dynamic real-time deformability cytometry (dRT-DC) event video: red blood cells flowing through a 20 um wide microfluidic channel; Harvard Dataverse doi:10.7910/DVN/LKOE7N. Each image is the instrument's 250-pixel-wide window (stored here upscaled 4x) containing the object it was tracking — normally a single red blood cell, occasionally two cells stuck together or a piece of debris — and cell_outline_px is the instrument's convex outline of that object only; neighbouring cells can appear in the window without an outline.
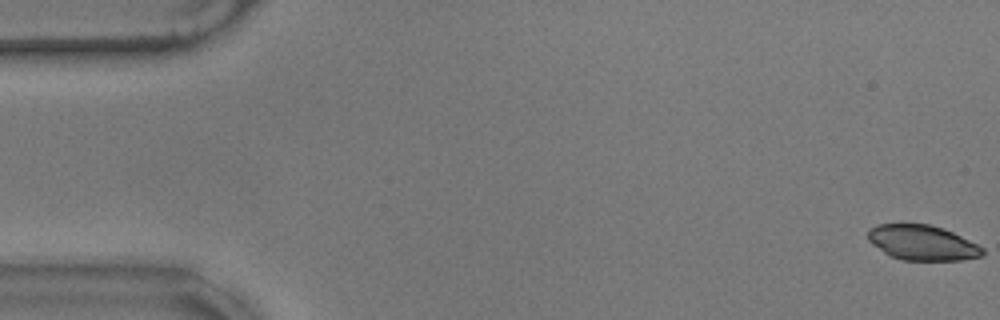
{"species": "common noctule bat (a hibernating species)", "species_latin": "Nyctalus noctula", "temperature_condition": "warm", "stored_images_in_passage": 58, "camera_frame_rate_fps": 3000, "um_per_image_px": 0.085, "animal": {"sex": "male", "body_mass_g": 17.9}, "frame": {"image": 1, "passage_image": 1, "time_ms": 0.0, "image_size_px": [1000, 320], "cell_outline_px": [[984, 256], [960, 260], [904, 260], [892, 256], [884, 252], [872, 244], [868, 240], [868, 228], [876, 224], [928, 224], [944, 228], [984, 248]], "centroid_in_image_um": [78.39, 20.62], "position_along_channel_um": 6.6, "area_um2": 23.35}}
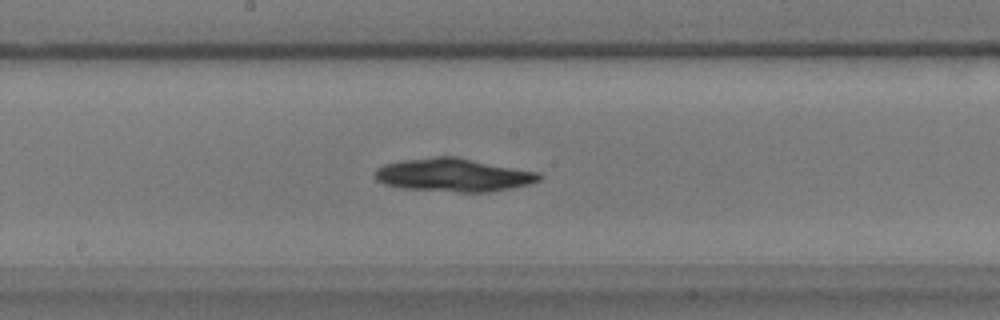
{"frame": {"image": 2, "passage_image": 30, "time_ms": 9.667, "image_size_px": [1000, 320], "cell_outline_px": [[544, 176], [540, 180], [528, 184], [512, 188], [488, 192], [456, 192], [400, 188], [384, 184], [376, 180], [376, 168], [384, 164], [404, 160], [436, 156], [456, 156], [540, 172]], "centroid_in_image_um": [38.58, 14.87], "position_along_channel_um": 209.6, "area_um2": 32.02}}
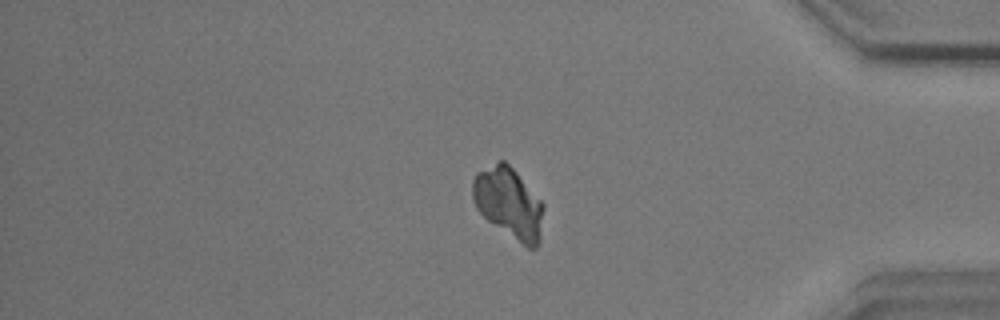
{"frame": {"image": 3, "passage_image": 48, "time_ms": 15.667, "image_size_px": [1000, 320], "cell_outline_px": [[544, 208], [540, 240], [536, 248], [528, 248], [488, 220], [476, 208], [472, 200], [472, 180], [476, 172], [500, 160], [504, 160], [516, 172], [544, 204]], "centroid_in_image_um": [43.24, 17.24], "position_along_channel_um": 392.0, "area_um2": 29.02}, "authors_computed_cell_mechanics": {"area_um2": 29.2757, "velocity_mm_per_s": 3.4968, "shape_relaxation_time_tau1_ms": 2.563, "shape_relaxation_time_tau2_ms": null, "deformation_change_tau1": 0.0582, "deformation_change_tau2": null}}